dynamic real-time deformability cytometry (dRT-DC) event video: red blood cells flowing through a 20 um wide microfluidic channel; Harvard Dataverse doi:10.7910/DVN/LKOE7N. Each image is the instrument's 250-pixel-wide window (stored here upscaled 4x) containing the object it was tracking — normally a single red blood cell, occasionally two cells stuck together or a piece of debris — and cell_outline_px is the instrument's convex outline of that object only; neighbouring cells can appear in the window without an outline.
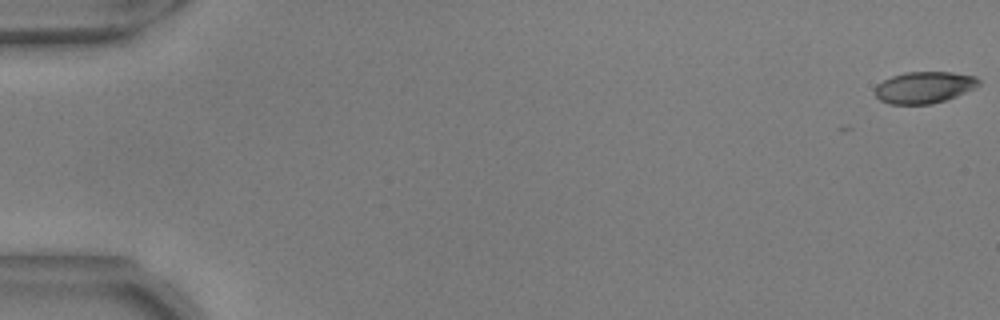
{"species": "common noctule bat (a hibernating species)", "species_latin": "Nyctalus noctula", "temperature_condition": "warm", "stored_images_in_passage": 8, "camera_frame_rate_fps": 3000, "um_per_image_px": 0.085, "animal": {"sex": "male", "body_mass_g": 17.9, "forearm_length_mm": 54.2}, "frame": {"image": 1, "passage_image": 1, "time_ms": 0.0, "image_size_px": [1000, 320], "cell_outline_px": [[980, 84], [976, 88], [956, 96], [932, 104], [888, 104], [880, 100], [872, 92], [876, 84], [892, 76], [904, 72], [952, 72], [976, 76], [980, 80]], "centroid_in_image_um": [78.54, 7.42], "position_along_channel_um": 6.5, "area_um2": 19.36}}